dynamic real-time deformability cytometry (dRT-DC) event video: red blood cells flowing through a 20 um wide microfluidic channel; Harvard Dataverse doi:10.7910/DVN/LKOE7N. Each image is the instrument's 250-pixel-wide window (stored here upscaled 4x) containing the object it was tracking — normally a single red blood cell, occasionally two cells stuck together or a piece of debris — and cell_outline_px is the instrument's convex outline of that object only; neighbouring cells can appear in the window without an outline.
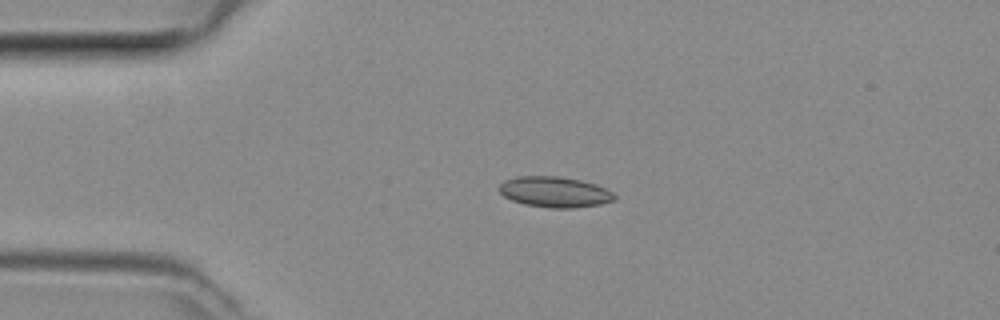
{"species": "common noctule bat (a hibernating species)", "species_latin": "Nyctalus noctula", "temperature_condition": "room temperature", "stored_images_in_passage": 10, "camera_frame_rate_fps": 3000, "um_per_image_px": 0.085, "animal": {"sex": "female", "body_mass_g": 29.2, "forearm_length_mm": 56.3}, "frame": {"image": 1, "passage_image": 1, "time_ms": 0.0, "image_size_px": [1000, 320], "cell_outline_px": [[616, 200], [600, 204], [572, 208], [552, 208], [524, 204], [512, 200], [504, 196], [500, 192], [500, 184], [504, 180], [516, 176], [556, 176], [580, 180], [596, 184], [612, 192], [616, 196]], "centroid_in_image_um": [47.15, 16.31], "position_along_channel_um": 37.9, "area_um2": 20.52}}
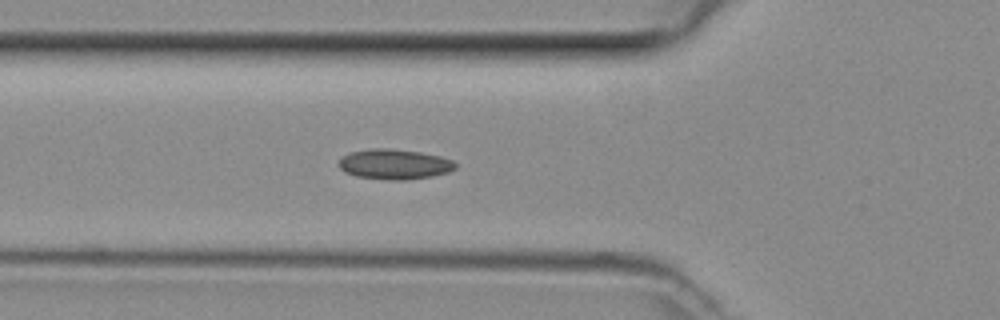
{"frame": {"image": 2, "passage_image": 7, "time_ms": 2.0, "image_size_px": [1000, 320], "cell_outline_px": [[456, 168], [448, 172], [432, 176], [404, 180], [388, 180], [356, 176], [344, 172], [336, 164], [340, 156], [352, 152], [372, 148], [388, 148], [420, 152], [440, 156], [452, 160], [456, 164]], "centroid_in_image_um": [33.48, 13.96], "position_along_channel_um": 92.3, "area_um2": 20.63}}